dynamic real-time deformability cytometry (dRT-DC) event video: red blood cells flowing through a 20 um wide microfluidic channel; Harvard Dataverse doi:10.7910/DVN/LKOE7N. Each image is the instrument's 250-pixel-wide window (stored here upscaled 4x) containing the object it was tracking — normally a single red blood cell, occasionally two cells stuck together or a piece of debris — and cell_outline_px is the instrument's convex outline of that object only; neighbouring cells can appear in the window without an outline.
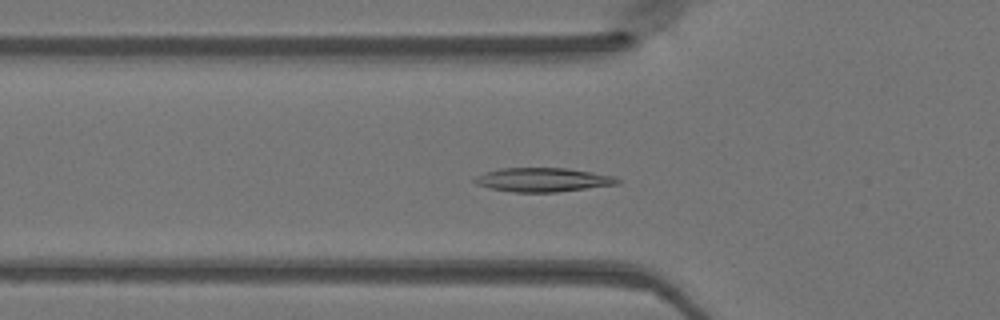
{"species": "Egyptian fruit bat (a non-hibernating species)", "species_latin": "Rousettus aegyptiacus", "temperature_condition": "warm", "stored_images_in_passage": 34, "camera_frame_rate_fps": 3000, "um_per_image_px": 0.085, "animal": {"sex": "female"}, "frame": {"image": 1, "passage_image": 2, "time_ms": 0.333, "image_size_px": [1000, 320], "cell_outline_px": [[620, 184], [556, 192], [512, 192], [488, 188], [476, 184], [472, 180], [476, 176], [484, 172], [500, 168], [568, 168], [616, 176], [620, 180]], "centroid_in_image_um": [46.14, 15.28], "position_along_channel_um": 79.7, "area_um2": 20.11}}
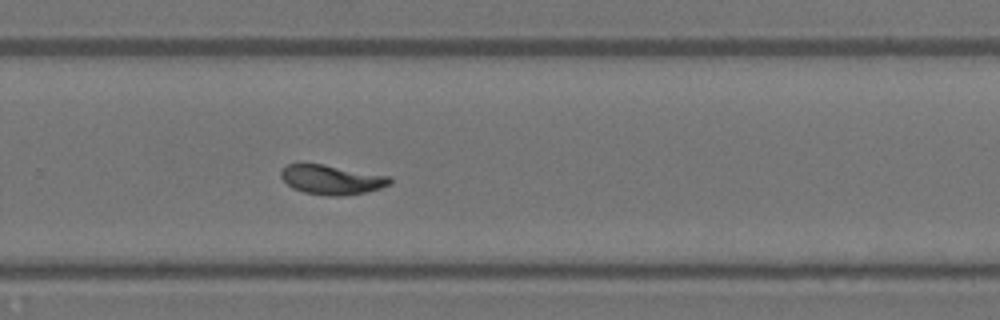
{"frame": {"image": 2, "passage_image": 18, "time_ms": 5.667, "image_size_px": [1000, 320], "cell_outline_px": [[392, 184], [380, 188], [364, 192], [340, 196], [328, 196], [304, 192], [292, 188], [280, 176], [280, 172], [288, 164], [324, 164], [392, 176]], "centroid_in_image_um": [28.23, 15.27], "position_along_channel_um": 301.6, "area_um2": 18.73}}
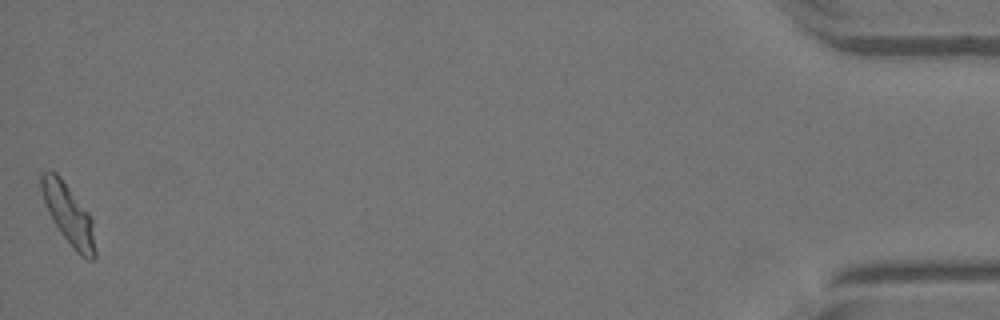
{"frame": {"image": 3, "passage_image": 34, "time_ms": 11.0, "image_size_px": [1000, 320], "cell_outline_px": [[96, 260], [88, 260], [80, 256], [72, 248], [60, 232], [52, 220], [48, 212], [40, 188], [40, 172], [56, 172], [60, 176], [88, 212], [92, 220], [96, 252]], "centroid_in_image_um": [5.83, 18.26], "position_along_channel_um": 429.4, "area_um2": 18.96}}